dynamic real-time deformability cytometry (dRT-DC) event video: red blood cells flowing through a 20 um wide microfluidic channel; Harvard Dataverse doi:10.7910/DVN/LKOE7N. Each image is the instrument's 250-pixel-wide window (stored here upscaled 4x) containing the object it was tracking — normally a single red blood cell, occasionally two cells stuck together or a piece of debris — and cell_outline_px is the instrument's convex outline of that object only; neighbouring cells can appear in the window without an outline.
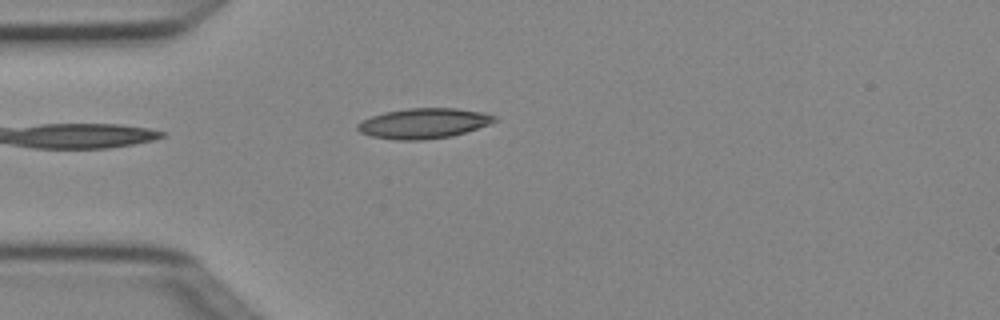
{"species": "Egyptian fruit bat (a non-hibernating species)", "species_latin": "Rousettus aegyptiacus", "temperature_condition": "cold", "stored_images_in_passage": 4, "camera_frame_rate_fps": 3000, "um_per_image_px": 0.085, "animal": {"sex": "female"}, "frame": {"image": 1, "passage_image": 4, "time_ms": 1.0, "image_size_px": [1000, 320], "cell_outline_px": [[500, 120], [452, 136], [424, 140], [396, 140], [372, 136], [360, 132], [356, 128], [356, 124], [372, 116], [384, 112], [408, 108], [456, 108], [484, 112], [496, 116]], "centroid_in_image_um": [36.02, 10.48], "position_along_channel_um": 49.0, "area_um2": 24.1}}